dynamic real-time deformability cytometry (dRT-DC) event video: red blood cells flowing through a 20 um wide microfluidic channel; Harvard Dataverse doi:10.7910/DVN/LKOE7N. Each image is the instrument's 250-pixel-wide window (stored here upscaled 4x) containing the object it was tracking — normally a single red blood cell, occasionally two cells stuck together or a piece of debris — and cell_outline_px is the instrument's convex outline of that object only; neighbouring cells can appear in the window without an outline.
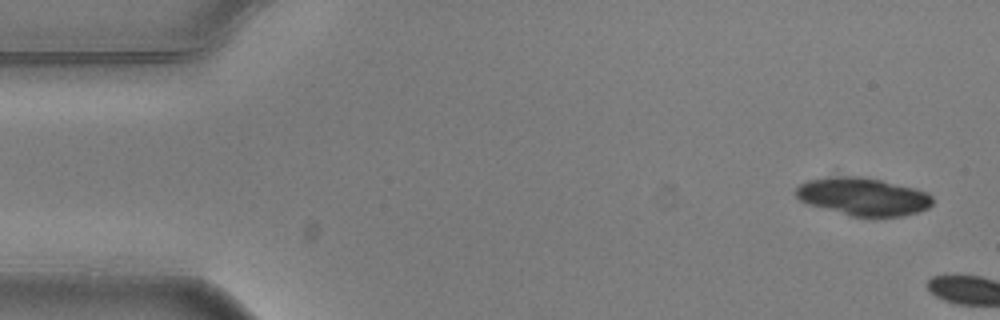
{"species": "common noctule bat (a hibernating species)", "species_latin": "Nyctalus noctula", "temperature_condition": "warm", "stored_images_in_passage": 2, "camera_frame_rate_fps": 3000, "um_per_image_px": 0.085, "animal": {"sex": "male", "body_mass_g": 20.5, "forearm_length_mm": 52.5}, "frame": {"image": 1, "passage_image": 1, "time_ms": 0.0, "image_size_px": [1000, 320], "cell_outline_px": [[932, 204], [928, 208], [904, 216], [848, 216], [808, 204], [800, 200], [792, 192], [800, 184], [808, 180], [832, 176], [860, 176], [880, 180], [916, 188], [928, 192], [932, 196]], "centroid_in_image_um": [73.34, 16.7], "position_along_channel_um": 11.7, "area_um2": 30.29}}